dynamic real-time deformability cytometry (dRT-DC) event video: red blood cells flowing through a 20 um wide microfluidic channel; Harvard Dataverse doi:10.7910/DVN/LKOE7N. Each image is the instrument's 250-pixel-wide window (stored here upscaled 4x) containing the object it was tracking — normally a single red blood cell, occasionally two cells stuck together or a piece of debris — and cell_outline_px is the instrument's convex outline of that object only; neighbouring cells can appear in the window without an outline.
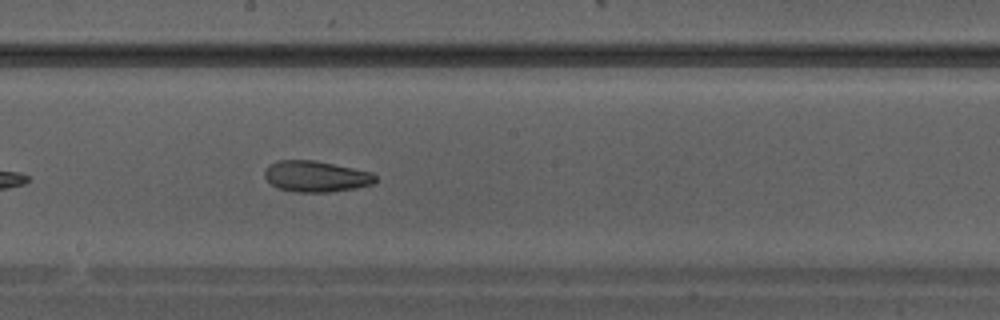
{"species": "Egyptian fruit bat (a non-hibernating species)", "species_latin": "Rousettus aegyptiacus", "temperature_condition": "warm", "stored_images_in_passage": 28, "camera_frame_rate_fps": 3000, "um_per_image_px": 0.085, "animal": {"sex": "male"}, "frame": {"image": 1, "passage_image": 13, "time_ms": 4.0, "image_size_px": [1000, 320], "cell_outline_px": [[376, 180], [372, 184], [356, 188], [328, 192], [296, 192], [276, 188], [264, 176], [264, 172], [268, 164], [280, 160], [316, 160], [372, 172], [376, 176]], "centroid_in_image_um": [26.84, 14.99], "position_along_channel_um": 221.4, "area_um2": 20.11}}
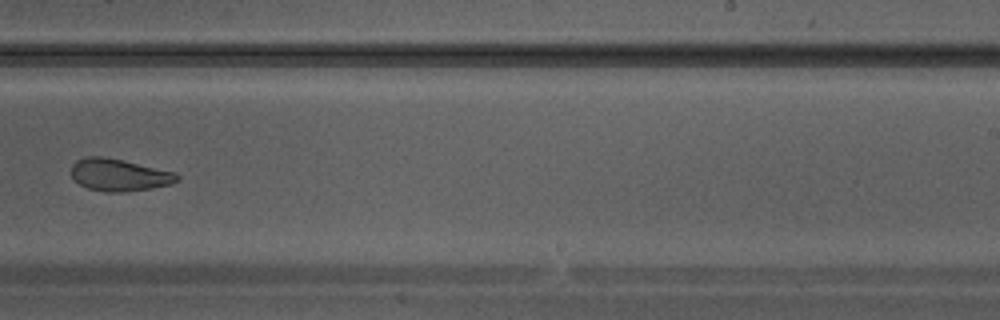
{"frame": {"image": 2, "passage_image": 16, "time_ms": 5.0, "image_size_px": [1000, 320], "cell_outline_px": [[180, 180], [172, 184], [152, 188], [128, 192], [104, 192], [88, 188], [80, 184], [72, 176], [72, 164], [76, 160], [84, 156], [104, 156], [176, 172], [180, 176]], "centroid_in_image_um": [10.15, 14.87], "position_along_channel_um": 278.8, "area_um2": 20.06}}